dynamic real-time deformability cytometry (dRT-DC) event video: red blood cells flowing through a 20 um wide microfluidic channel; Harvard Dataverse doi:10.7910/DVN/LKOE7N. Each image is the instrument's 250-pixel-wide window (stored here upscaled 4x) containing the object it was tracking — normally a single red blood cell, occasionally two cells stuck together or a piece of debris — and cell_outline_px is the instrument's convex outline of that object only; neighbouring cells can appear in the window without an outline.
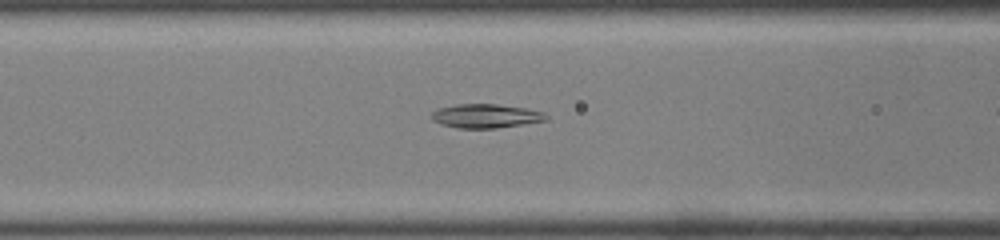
{"species": "common noctule bat (a hibernating species)", "species_latin": "Nyctalus noctula", "temperature_condition": "room temperature", "stored_images_in_passage": 35, "segment_of_instrument_passage": [1, 2], "camera_frame_rate_fps": 3000, "um_per_image_px": 0.085, "animal": {"sex": "male", "body_mass_g": 19.0, "forearm_length_mm": 50.8}, "frame": {"image": 1, "passage_image": 17, "time_ms": 5.333, "image_size_px": [1000, 240], "cell_outline_px": [[548, 120], [496, 128], [456, 128], [440, 124], [432, 120], [432, 112], [440, 108], [456, 104], [496, 104], [524, 108], [544, 112], [548, 116]], "centroid_in_image_um": [41.29, 9.86], "position_along_channel_um": 125.3, "area_um2": 15.9}}
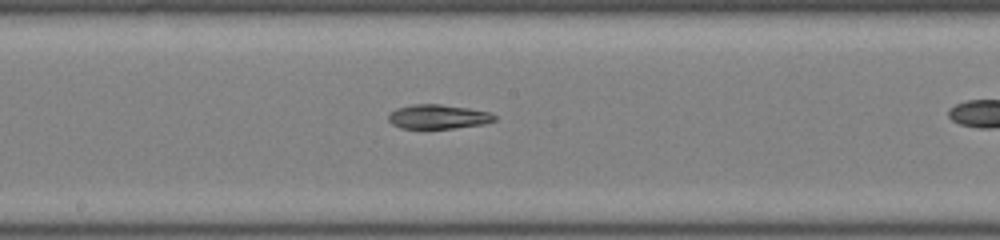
{"frame": {"image": 2, "passage_image": 23, "time_ms": 7.333, "image_size_px": [1000, 240], "cell_outline_px": [[496, 120], [484, 124], [452, 128], [400, 128], [392, 124], [388, 120], [388, 112], [396, 108], [412, 104], [440, 104], [468, 108], [488, 112], [496, 116]], "centroid_in_image_um": [37.19, 9.91], "position_along_channel_um": 211.0, "area_um2": 15.03}}
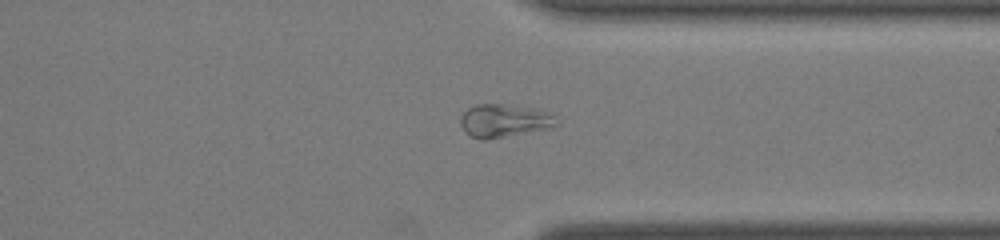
{"frame": {"image": 3, "passage_image": 34, "time_ms": 11.0, "image_size_px": [1000, 240], "cell_outline_px": [[556, 124], [544, 128], [484, 140], [480, 140], [464, 132], [460, 124], [460, 116], [468, 108], [476, 104], [500, 104], [540, 108], [548, 112], [552, 116]], "centroid_in_image_um": [42.75, 10.23], "position_along_channel_um": 368.6, "area_um2": 18.09}}